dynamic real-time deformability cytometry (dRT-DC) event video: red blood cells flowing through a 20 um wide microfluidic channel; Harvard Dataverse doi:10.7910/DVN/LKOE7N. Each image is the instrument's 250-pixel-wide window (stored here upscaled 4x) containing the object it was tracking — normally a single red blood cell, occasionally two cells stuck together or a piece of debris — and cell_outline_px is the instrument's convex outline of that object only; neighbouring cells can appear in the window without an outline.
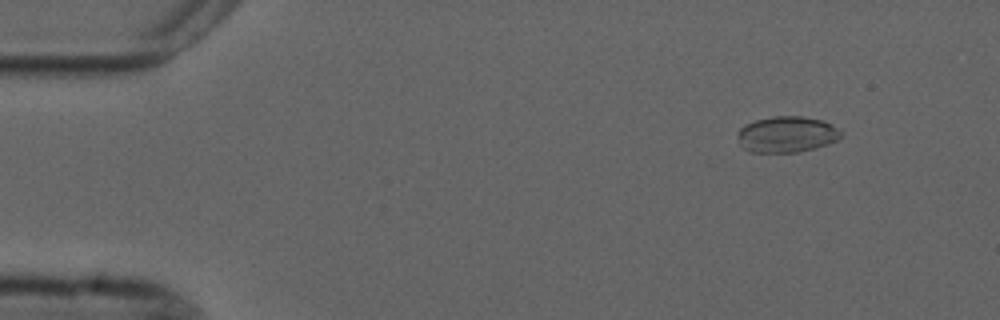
{"species": "common noctule bat (a hibernating species)", "species_latin": "Nyctalus noctula", "temperature_condition": "cold", "stored_images_in_passage": 2, "camera_frame_rate_fps": 3000, "um_per_image_px": 0.085, "animal": {"sex": "male", "forearm_length_mm": 52.5}, "frame": {"image": 1, "passage_image": 2, "time_ms": 2.667, "image_size_px": [1000, 320], "cell_outline_px": [[844, 136], [828, 144], [816, 148], [796, 152], [748, 152], [744, 148], [736, 132], [744, 124], [756, 120], [772, 116], [804, 116], [824, 120], [844, 132]], "centroid_in_image_um": [66.91, 11.41], "position_along_channel_um": 18.1, "area_um2": 21.96}}